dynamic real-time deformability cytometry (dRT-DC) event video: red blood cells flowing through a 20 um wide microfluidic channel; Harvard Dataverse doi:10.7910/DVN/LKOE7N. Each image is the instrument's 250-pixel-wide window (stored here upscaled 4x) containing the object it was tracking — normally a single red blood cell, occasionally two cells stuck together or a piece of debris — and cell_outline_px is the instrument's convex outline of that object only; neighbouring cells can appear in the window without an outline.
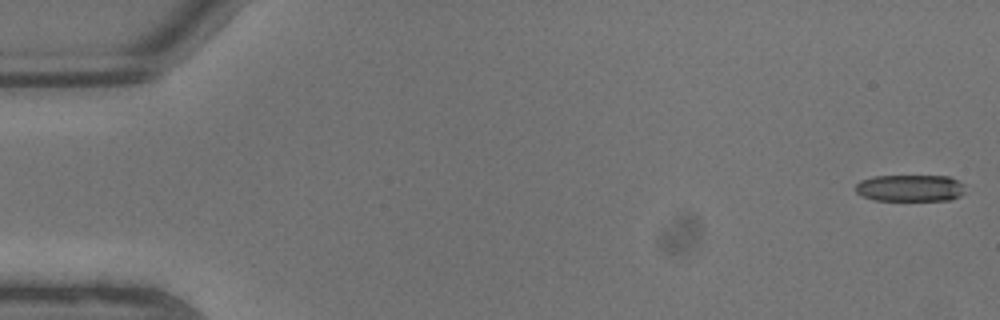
{"species": "common noctule bat (a hibernating species)", "species_latin": "Nyctalus noctula", "temperature_condition": "warm", "stored_images_in_passage": 8, "camera_frame_rate_fps": 3000, "um_per_image_px": 0.085, "animal": {"sex": "male", "body_mass_g": 13.3}, "frame": {"image": 1, "passage_image": 1, "time_ms": 0.0, "image_size_px": [1000, 320], "cell_outline_px": [[964, 192], [960, 196], [952, 200], [872, 200], [856, 192], [856, 184], [860, 180], [872, 176], [948, 176], [964, 184]], "centroid_in_image_um": [77.36, 15.98], "position_along_channel_um": 7.6, "area_um2": 17.17}}
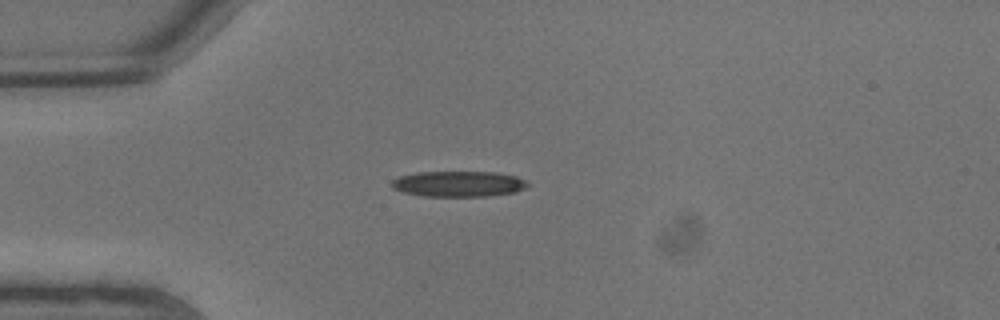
{"frame": {"image": 2, "passage_image": 6, "time_ms": 1.667, "image_size_px": [1000, 320], "cell_outline_px": [[528, 184], [524, 188], [516, 192], [484, 196], [424, 196], [404, 192], [392, 188], [392, 180], [400, 176], [416, 172], [496, 172], [516, 176], [524, 180]], "centroid_in_image_um": [38.96, 15.62], "position_along_channel_um": 46.0, "area_um2": 20.17}}
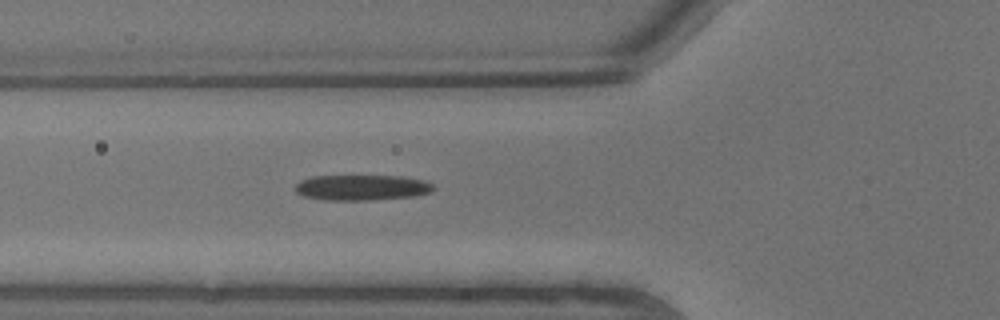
{"frame": {"image": 3, "passage_image": 8, "time_ms": 2.333, "image_size_px": [1000, 320], "cell_outline_px": [[436, 188], [432, 192], [416, 196], [372, 200], [324, 200], [304, 196], [296, 192], [296, 184], [300, 180], [312, 176], [400, 176], [424, 180], [432, 184]], "centroid_in_image_um": [30.78, 15.94], "position_along_channel_um": 95.0, "area_um2": 20.69}}